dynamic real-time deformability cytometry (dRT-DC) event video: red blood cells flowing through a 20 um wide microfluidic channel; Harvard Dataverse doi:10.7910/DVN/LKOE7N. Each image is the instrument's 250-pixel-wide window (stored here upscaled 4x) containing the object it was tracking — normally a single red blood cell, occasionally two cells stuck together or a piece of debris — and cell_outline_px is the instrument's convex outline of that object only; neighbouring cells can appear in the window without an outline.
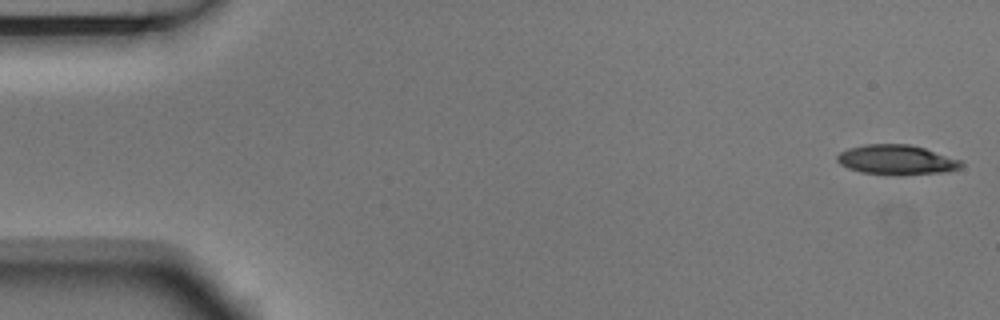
{"species": "Egyptian fruit bat (a non-hibernating species)", "species_latin": "Rousettus aegyptiacus", "temperature_condition": "room temperature", "stored_images_in_passage": 9, "camera_frame_rate_fps": 3000, "um_per_image_px": 0.085, "animal": {"sex": "male"}, "frame": {"image": 1, "passage_image": 1, "time_ms": 0.0, "image_size_px": [1000, 320], "cell_outline_px": [[964, 164], [960, 168], [948, 172], [900, 176], [860, 172], [848, 168], [840, 164], [836, 160], [836, 156], [840, 152], [848, 148], [864, 144], [908, 144], [924, 148], [964, 160]], "centroid_in_image_um": [76.25, 13.6], "position_along_channel_um": 8.8, "area_um2": 22.02}}
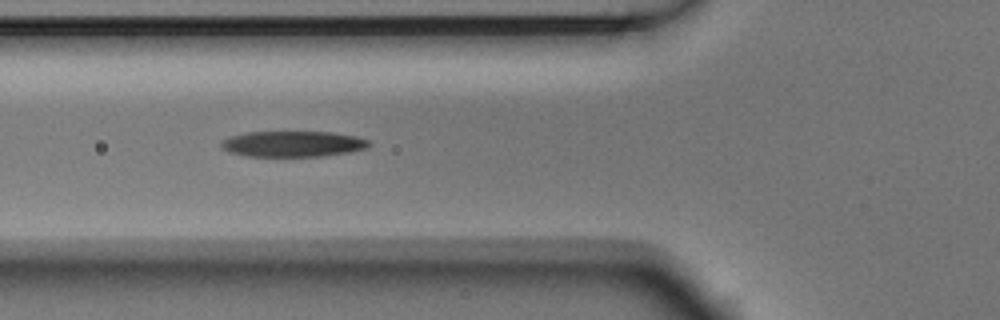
{"frame": {"image": 2, "passage_image": 6, "time_ms": 1.667, "image_size_px": [1000, 320], "cell_outline_px": [[372, 144], [368, 148], [352, 152], [324, 156], [248, 156], [228, 152], [220, 144], [220, 140], [228, 136], [248, 132], [332, 132], [356, 136], [368, 140]], "centroid_in_image_um": [24.91, 12.23], "position_along_channel_um": 100.9, "area_um2": 22.43}}
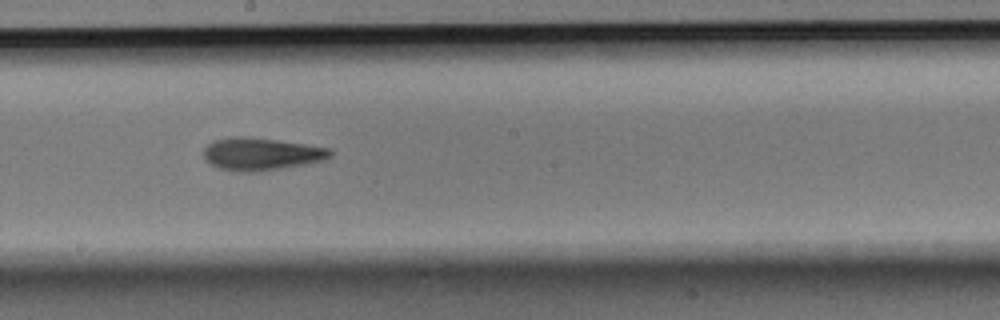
{"frame": {"image": 3, "passage_image": 9, "time_ms": 2.667, "image_size_px": [1000, 320], "cell_outline_px": [[332, 156], [324, 160], [304, 164], [256, 172], [236, 172], [220, 168], [212, 164], [204, 156], [204, 148], [208, 144], [216, 140], [232, 136], [244, 136], [276, 140], [304, 144], [328, 148], [332, 152]], "centroid_in_image_um": [22.2, 13.09], "position_along_channel_um": 226.0, "area_um2": 23.7}}